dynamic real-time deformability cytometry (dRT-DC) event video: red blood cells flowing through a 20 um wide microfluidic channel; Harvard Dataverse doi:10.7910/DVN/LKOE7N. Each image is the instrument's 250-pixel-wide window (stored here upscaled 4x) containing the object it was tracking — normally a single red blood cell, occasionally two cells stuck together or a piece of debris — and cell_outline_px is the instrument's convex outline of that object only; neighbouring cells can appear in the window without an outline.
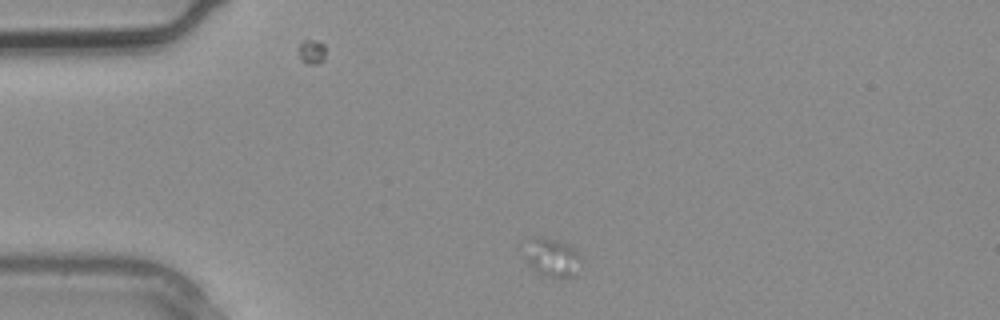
{"species": "common noctule bat (a hibernating species)", "species_latin": "Nyctalus noctula", "temperature_condition": "warm", "stored_images_in_passage": 2, "camera_frame_rate_fps": 3000, "um_per_image_px": 0.085, "animal": {"sex": "male", "body_mass_g": 20.4}, "frame": {"image": 1, "passage_image": 1, "time_ms": 0.0, "image_size_px": [1000, 320], "cell_outline_px": [[584, 260], [568, 276], [548, 276], [532, 268], [528, 264], [528, 260], [532, 240], [556, 240], [568, 244], [576, 248], [580, 252]], "centroid_in_image_um": [47.09, 21.91], "position_along_channel_um": 37.9, "area_um2": 11.33}}